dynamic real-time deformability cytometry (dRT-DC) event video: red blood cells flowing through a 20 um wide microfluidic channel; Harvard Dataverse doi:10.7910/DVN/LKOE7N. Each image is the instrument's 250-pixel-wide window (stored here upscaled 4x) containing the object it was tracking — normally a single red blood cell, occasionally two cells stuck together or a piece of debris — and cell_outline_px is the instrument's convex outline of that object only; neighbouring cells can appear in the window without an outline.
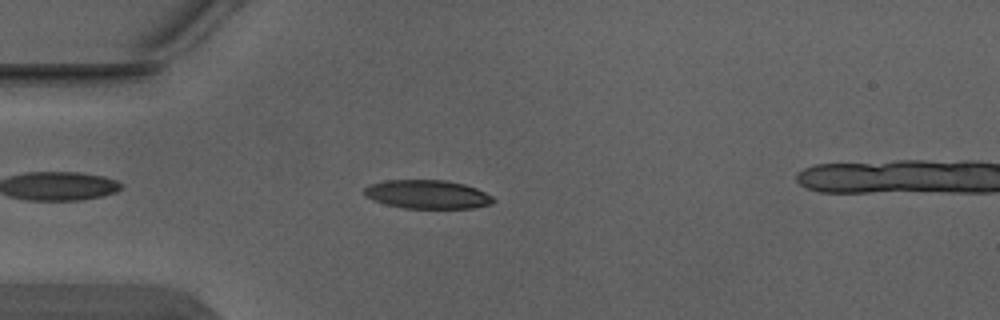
{"species": "Egyptian fruit bat (a non-hibernating species)", "species_latin": "Rousettus aegyptiacus", "temperature_condition": "warm", "stored_images_in_passage": 5, "camera_frame_rate_fps": 3000, "um_per_image_px": 0.085, "animal": {"sex": "male"}, "frame": {"image": 1, "passage_image": 4, "time_ms": 1.0, "image_size_px": [1000, 320], "cell_outline_px": [[496, 200], [492, 204], [472, 208], [404, 208], [372, 200], [364, 196], [364, 188], [372, 184], [388, 180], [444, 180], [464, 184], [476, 188], [492, 196]], "centroid_in_image_um": [36.34, 16.52], "position_along_channel_um": 48.7, "area_um2": 21.44}}